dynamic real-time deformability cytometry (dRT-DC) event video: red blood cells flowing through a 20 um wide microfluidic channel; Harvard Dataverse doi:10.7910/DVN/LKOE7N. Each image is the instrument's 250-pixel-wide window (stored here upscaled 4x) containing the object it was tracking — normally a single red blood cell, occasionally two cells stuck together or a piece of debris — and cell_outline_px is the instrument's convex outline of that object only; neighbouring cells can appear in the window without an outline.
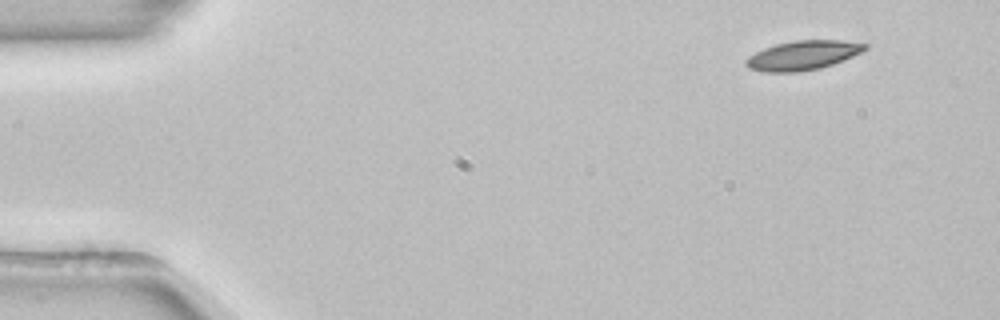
{"species": "common noctule bat (a hibernating species)", "species_latin": "Nyctalus noctula", "temperature_condition": "room temperature", "stored_images_in_passage": 49, "camera_frame_rate_fps": 3000, "um_per_image_px": 0.085, "animal": {"sex": "female", "body_mass_g": 22.7, "forearm_length_mm": 54.2}, "frame": {"image": 1, "passage_image": 1, "time_ms": 0.0, "image_size_px": [1000, 320], "cell_outline_px": [[868, 48], [852, 56], [832, 64], [820, 68], [800, 72], [764, 72], [748, 68], [744, 64], [744, 60], [748, 56], [764, 48], [776, 44], [796, 40], [840, 40], [868, 44]], "centroid_in_image_um": [68.2, 4.71], "position_along_channel_um": 16.8, "area_um2": 20.29}}
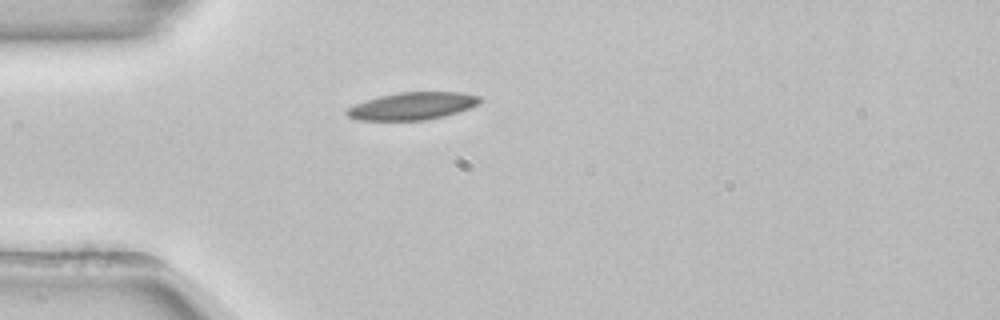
{"frame": {"image": 2, "passage_image": 11, "time_ms": 3.333, "image_size_px": [1000, 320], "cell_outline_px": [[484, 100], [480, 104], [444, 116], [428, 120], [356, 120], [348, 116], [344, 112], [348, 108], [356, 104], [380, 96], [400, 92], [460, 92], [480, 96]], "centroid_in_image_um": [35.09, 9.01], "position_along_channel_um": 49.9, "area_um2": 21.21}}
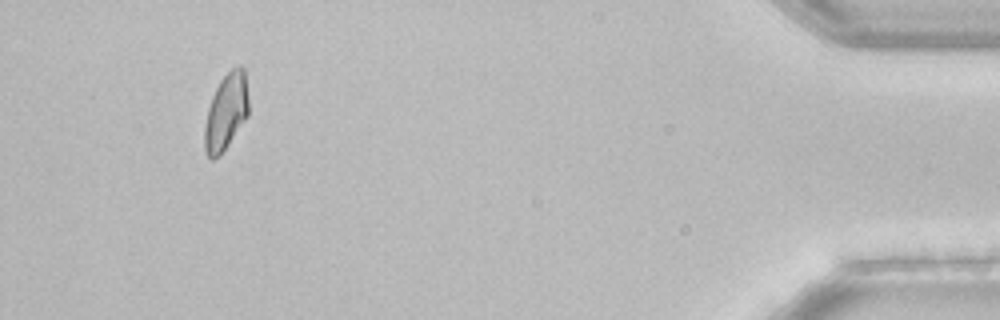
{"frame": {"image": 3, "passage_image": 46, "time_ms": 15.0, "image_size_px": [1000, 320], "cell_outline_px": [[248, 116], [220, 156], [212, 160], [204, 152], [204, 124], [208, 108], [212, 96], [220, 80], [232, 68], [240, 64], [244, 68], [248, 96]], "centroid_in_image_um": [19.2, 9.52], "position_along_channel_um": 416.0, "area_um2": 19.77}, "authors_computed_cell_mechanics": {"area_um2": 20.519, "velocity_mm_per_s": 3.8545, "shape_relaxation_time_tau1_ms": 4.6721, "shape_relaxation_time_tau2_ms": null, "deformation_change_tau1": 0.1487, "deformation_change_tau2": null}}